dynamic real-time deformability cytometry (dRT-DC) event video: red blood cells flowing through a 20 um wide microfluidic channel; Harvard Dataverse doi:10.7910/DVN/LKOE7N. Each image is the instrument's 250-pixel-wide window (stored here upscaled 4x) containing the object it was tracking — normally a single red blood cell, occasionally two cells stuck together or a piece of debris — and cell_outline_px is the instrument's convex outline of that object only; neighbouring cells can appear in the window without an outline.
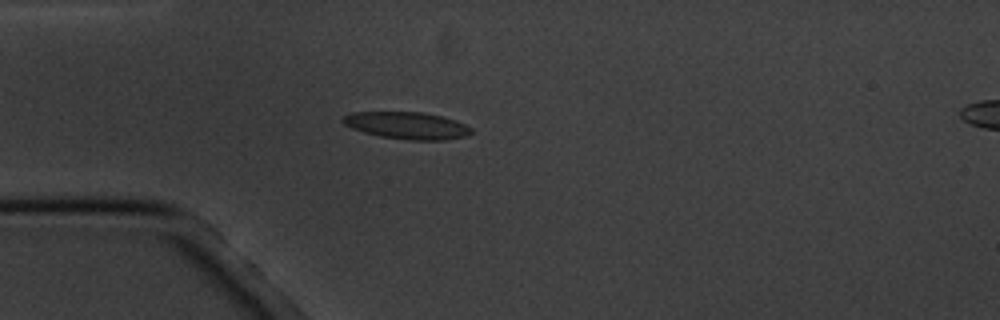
{"species": "common noctule bat (a hibernating species)", "species_latin": "Nyctalus noctula", "temperature_condition": "cold", "stored_images_in_passage": 4, "camera_frame_rate_fps": 3000, "um_per_image_px": 0.085, "animal": {"sex": "male", "body_mass_g": 20.1, "forearm_length_mm": 53.5}, "frame": {"image": 1, "passage_image": 3, "time_ms": 3.333, "image_size_px": [1000, 320], "cell_outline_px": [[472, 132], [464, 136], [444, 140], [408, 140], [380, 136], [364, 132], [352, 128], [344, 124], [340, 120], [344, 116], [352, 112], [424, 112], [456, 120], [472, 128]], "centroid_in_image_um": [34.58, 10.66], "position_along_channel_um": 50.4, "area_um2": 20.17}}